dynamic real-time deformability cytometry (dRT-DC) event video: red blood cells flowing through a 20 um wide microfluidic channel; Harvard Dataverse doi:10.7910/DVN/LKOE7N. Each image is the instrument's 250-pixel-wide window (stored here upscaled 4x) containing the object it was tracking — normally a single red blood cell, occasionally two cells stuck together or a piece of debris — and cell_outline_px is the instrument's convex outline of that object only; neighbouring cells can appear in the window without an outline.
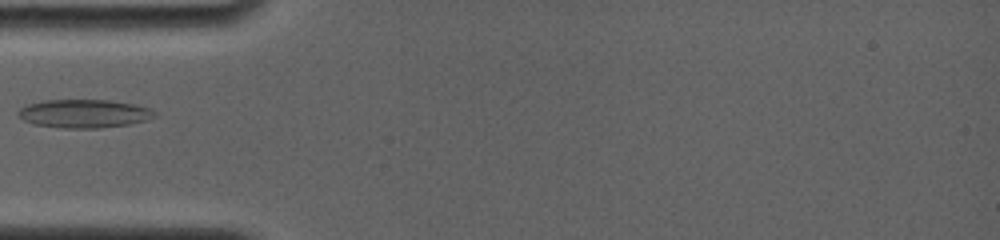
{"species": "common noctule bat (a hibernating species)", "species_latin": "Nyctalus noctula", "temperature_condition": "room temperature", "stored_images_in_passage": 5, "camera_frame_rate_fps": 4000, "um_per_image_px": 0.085, "animal": {"sex": "female", "body_mass_g": 19.0, "forearm_length_mm": 56.7}, "frame": {"image": 1, "passage_image": 5, "time_ms": 4.75, "image_size_px": [1000, 240], "cell_outline_px": [[156, 116], [144, 120], [128, 124], [100, 128], [64, 128], [32, 124], [24, 120], [16, 112], [20, 108], [28, 104], [44, 100], [108, 100], [132, 104], [148, 108]], "centroid_in_image_um": [7.07, 9.66], "position_along_channel_um": 77.9, "area_um2": 22.25}}